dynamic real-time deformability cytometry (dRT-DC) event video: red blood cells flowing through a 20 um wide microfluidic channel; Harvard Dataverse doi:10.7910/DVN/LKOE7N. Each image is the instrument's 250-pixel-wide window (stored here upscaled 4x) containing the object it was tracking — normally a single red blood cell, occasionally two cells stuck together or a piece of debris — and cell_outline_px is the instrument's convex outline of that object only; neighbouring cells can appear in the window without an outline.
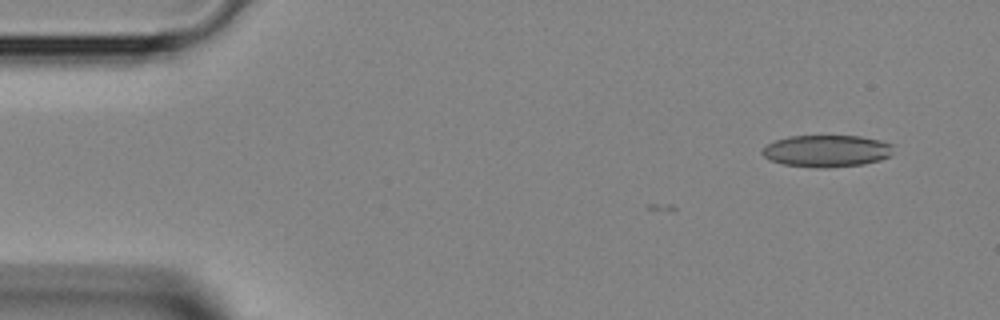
{"species": "Egyptian fruit bat (a non-hibernating species)", "species_latin": "Rousettus aegyptiacus", "temperature_condition": "room temperature", "stored_images_in_passage": 5, "camera_frame_rate_fps": 3000, "um_per_image_px": 0.085, "animal": {"sex": "female"}, "frame": {"image": 1, "passage_image": 5, "time_ms": 1.333, "image_size_px": [1000, 320], "cell_outline_px": [[892, 156], [880, 160], [864, 164], [824, 168], [816, 168], [784, 164], [772, 160], [764, 156], [760, 152], [768, 144], [776, 140], [788, 136], [860, 136], [880, 140], [892, 144]], "centroid_in_image_um": [70.3, 12.83], "position_along_channel_um": 14.7, "area_um2": 24.39}}